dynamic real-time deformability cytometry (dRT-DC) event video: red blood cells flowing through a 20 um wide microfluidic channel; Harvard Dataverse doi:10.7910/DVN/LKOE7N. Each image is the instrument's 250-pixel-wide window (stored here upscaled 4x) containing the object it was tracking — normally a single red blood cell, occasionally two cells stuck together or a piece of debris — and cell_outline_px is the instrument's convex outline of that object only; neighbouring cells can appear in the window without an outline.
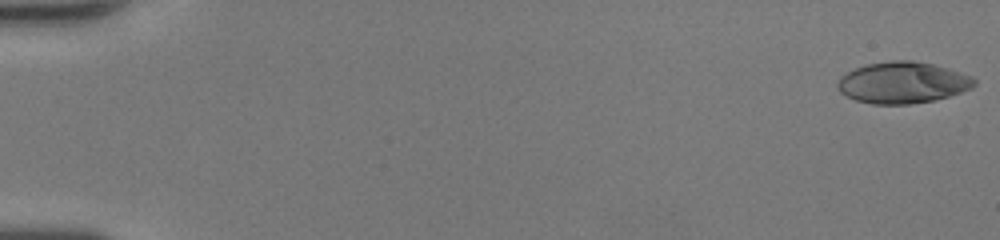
{"species": "human", "species_latin": "Homo sapiens", "temperature_condition": "room temperature", "stored_images_in_passage": 50, "camera_frame_rate_fps": 3000, "um_per_image_px": 0.085, "donor": {"sex": "female"}, "frame": {"image": 1, "passage_image": 1, "time_ms": 0.0, "image_size_px": [1000, 240], "cell_outline_px": [[976, 84], [972, 88], [948, 96], [932, 100], [908, 104], [872, 104], [856, 100], [840, 92], [836, 88], [836, 84], [840, 76], [856, 68], [868, 64], [892, 60], [912, 60], [932, 64], [972, 76], [976, 80]], "centroid_in_image_um": [76.7, 7.02], "position_along_channel_um": 8.3, "area_um2": 32.77}}
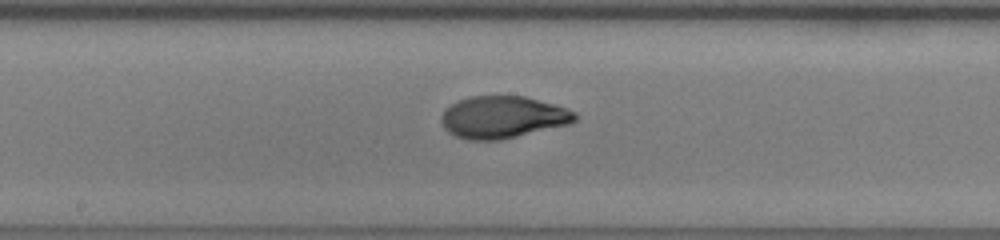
{"frame": {"image": 2, "passage_image": 28, "time_ms": 9.0, "image_size_px": [1000, 240], "cell_outline_px": [[580, 116], [572, 124], [500, 140], [468, 140], [456, 136], [448, 132], [444, 128], [440, 120], [444, 108], [468, 96], [524, 96], [552, 104], [576, 112]], "centroid_in_image_um": [42.74, 9.97], "position_along_channel_um": 205.5, "area_um2": 32.95}}
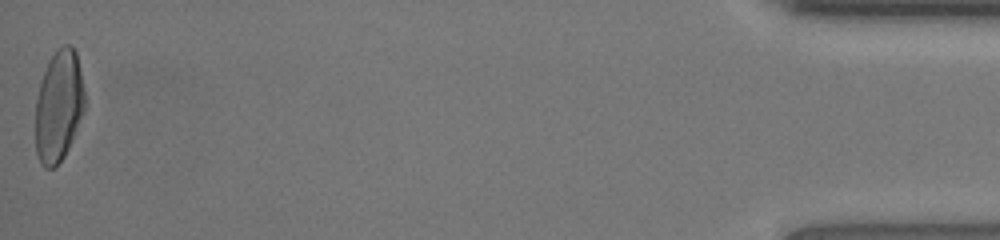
{"frame": {"image": 3, "passage_image": 50, "time_ms": 16.333, "image_size_px": [1000, 240], "cell_outline_px": [[84, 112], [68, 148], [64, 156], [52, 168], [44, 168], [40, 164], [36, 156], [36, 100], [40, 84], [44, 72], [52, 56], [64, 44], [72, 44], [76, 52], [80, 68], [84, 88]], "centroid_in_image_um": [4.99, 9.03], "position_along_channel_um": 430.2, "area_um2": 31.73}, "authors_computed_cell_mechanics": {"area_um2": 32.2524, "velocity_mm_per_s": 4.3009, "shape_relaxation_time_tau1_ms": 4.8126, "shape_relaxation_time_tau2_ms": 1.0169, "deformation_change_tau1": 0.242, "deformation_change_tau2": 0.0578}}